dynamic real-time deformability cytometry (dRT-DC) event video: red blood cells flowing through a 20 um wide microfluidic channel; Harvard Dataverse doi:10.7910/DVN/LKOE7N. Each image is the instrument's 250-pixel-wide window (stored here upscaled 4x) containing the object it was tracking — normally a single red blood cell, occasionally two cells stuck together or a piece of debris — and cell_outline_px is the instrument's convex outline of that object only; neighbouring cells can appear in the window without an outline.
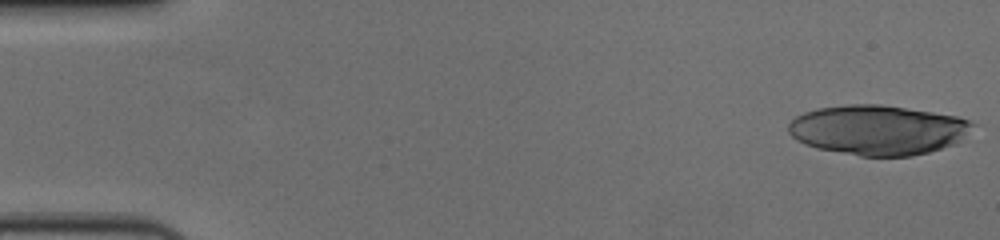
{"species": "human", "species_latin": "Homo sapiens", "temperature_condition": "cold", "stored_images_in_passage": 55, "camera_frame_rate_fps": 3000, "um_per_image_px": 0.085, "donor": {"sex": "female"}, "frame": {"image": 1, "passage_image": 1, "time_ms": 0.0, "image_size_px": [1000, 240], "cell_outline_px": [[976, 124], [956, 144], [928, 152], [912, 156], [860, 156], [816, 148], [804, 144], [796, 140], [788, 132], [788, 124], [796, 116], [804, 112], [820, 108], [848, 104], [880, 104], [932, 112], [956, 116], [968, 120]], "centroid_in_image_um": [74.6, 11.05], "position_along_channel_um": 10.4, "area_um2": 53.41}}
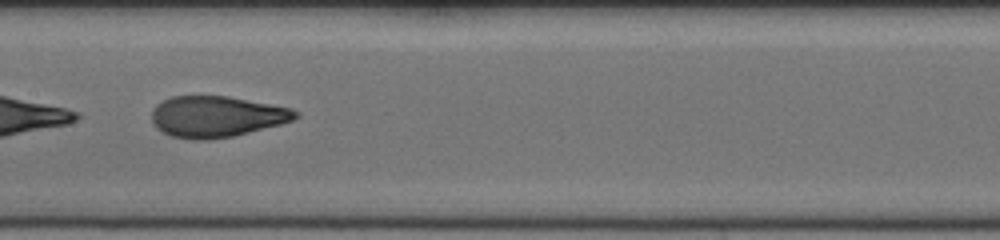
{"frame": {"image": 2, "passage_image": 29, "time_ms": 9.333, "image_size_px": [1000, 240], "cell_outline_px": [[300, 116], [292, 120], [280, 124], [232, 136], [208, 140], [192, 140], [172, 136], [156, 128], [152, 124], [152, 108], [156, 104], [172, 96], [228, 96], [292, 108]], "centroid_in_image_um": [18.37, 9.91], "position_along_channel_um": 189.0, "area_um2": 34.33}}
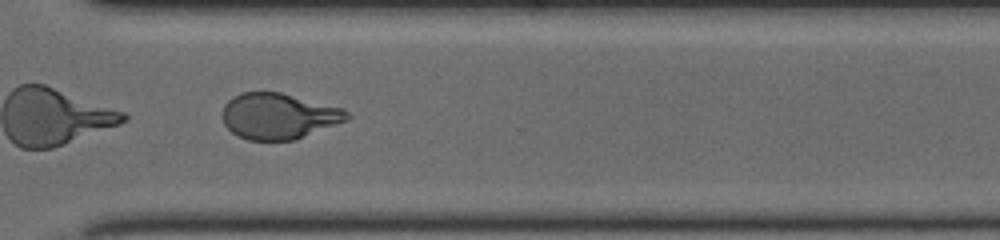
{"frame": {"image": 3, "passage_image": 42, "time_ms": 13.667, "image_size_px": [1000, 240], "cell_outline_px": [[352, 116], [348, 120], [296, 140], [248, 140], [232, 132], [224, 124], [224, 104], [232, 96], [240, 92], [280, 92], [344, 108]], "centroid_in_image_um": [23.72, 9.86], "position_along_channel_um": 346.9, "area_um2": 33.41}, "authors_computed_cell_mechanics": {"area_um2": 36.0672, "velocity_mm_per_s": 3.6479, "shape_relaxation_time_tau1_ms": 6.0361, "shape_relaxation_time_tau2_ms": 0.883, "deformation_change_tau1": 0.2272, "deformation_change_tau2": 0.0733}}